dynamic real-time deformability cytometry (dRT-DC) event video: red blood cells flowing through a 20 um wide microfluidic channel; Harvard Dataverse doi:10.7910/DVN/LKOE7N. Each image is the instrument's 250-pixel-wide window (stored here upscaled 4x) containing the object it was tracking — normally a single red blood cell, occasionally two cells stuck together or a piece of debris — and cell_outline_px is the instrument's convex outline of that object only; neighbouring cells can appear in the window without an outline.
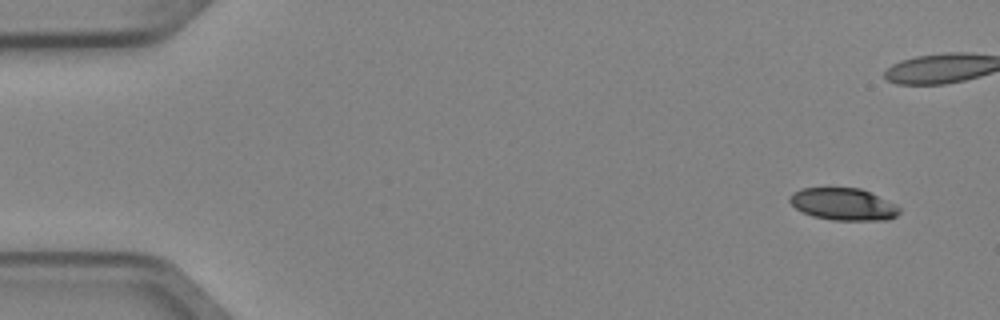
{"species": "Egyptian fruit bat (a non-hibernating species)", "species_latin": "Rousettus aegyptiacus", "temperature_condition": "cold", "stored_images_in_passage": 8, "camera_frame_rate_fps": 3000, "um_per_image_px": 0.085, "animal": {"sex": "female"}, "frame": {"image": 1, "passage_image": 1, "time_ms": 0.0, "image_size_px": [1000, 320], "cell_outline_px": [[900, 212], [896, 216], [888, 220], [832, 220], [812, 216], [796, 208], [788, 200], [788, 196], [792, 192], [800, 188], [860, 188], [896, 204], [900, 208]], "centroid_in_image_um": [71.67, 17.35], "position_along_channel_um": 13.3, "area_um2": 20.58}}